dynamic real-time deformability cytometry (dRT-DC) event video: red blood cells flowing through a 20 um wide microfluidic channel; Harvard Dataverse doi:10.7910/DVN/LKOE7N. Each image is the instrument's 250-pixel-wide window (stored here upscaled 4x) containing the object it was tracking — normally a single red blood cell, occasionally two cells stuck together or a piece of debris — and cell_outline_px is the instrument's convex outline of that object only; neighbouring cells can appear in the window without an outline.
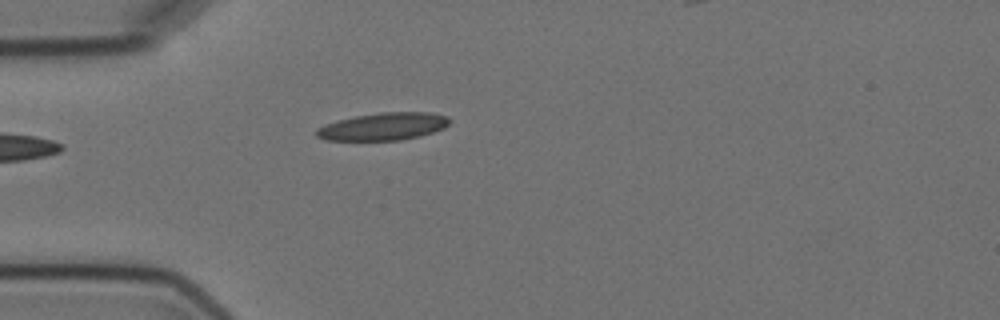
{"species": "Egyptian fruit bat (a non-hibernating species)", "species_latin": "Rousettus aegyptiacus", "temperature_condition": "cold", "stored_images_in_passage": 5, "camera_frame_rate_fps": 3000, "um_per_image_px": 0.085, "animal": {"sex": "female"}, "frame": {"image": 1, "passage_image": 5, "time_ms": 4.667, "image_size_px": [1000, 320], "cell_outline_px": [[452, 120], [444, 128], [420, 136], [400, 140], [324, 140], [316, 136], [316, 128], [324, 124], [356, 116], [380, 112], [428, 112], [448, 116]], "centroid_in_image_um": [32.59, 10.75], "position_along_channel_um": 52.4, "area_um2": 21.33}}